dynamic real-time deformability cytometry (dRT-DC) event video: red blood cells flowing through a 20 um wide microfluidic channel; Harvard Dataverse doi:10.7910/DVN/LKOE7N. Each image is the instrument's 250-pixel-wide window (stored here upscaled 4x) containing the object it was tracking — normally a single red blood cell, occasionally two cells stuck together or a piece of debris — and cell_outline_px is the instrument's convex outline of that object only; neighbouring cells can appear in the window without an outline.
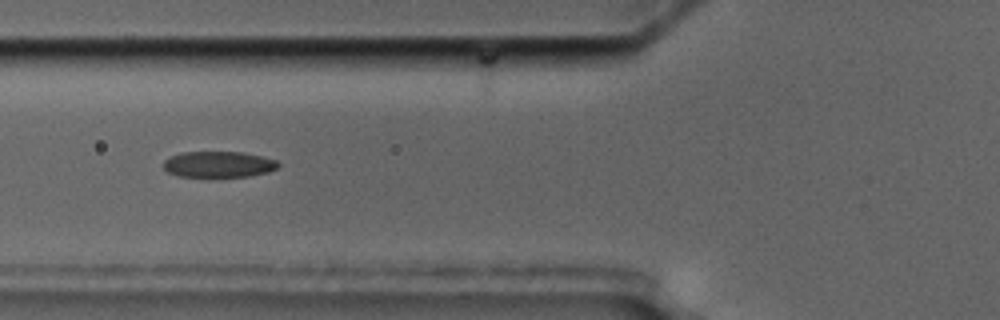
{"species": "common noctule bat (a hibernating species)", "species_latin": "Nyctalus noctula", "temperature_condition": "cold", "stored_images_in_passage": 7, "camera_frame_rate_fps": 3000, "um_per_image_px": 0.085, "animal": {"sex": "male", "body_mass_g": 17.5, "forearm_length_mm": 52.3}, "frame": {"image": 1, "passage_image": 3, "time_ms": 2.333, "image_size_px": [1000, 320], "cell_outline_px": [[280, 164], [276, 168], [268, 172], [252, 176], [180, 176], [168, 172], [164, 168], [164, 160], [168, 156], [180, 152], [244, 152], [276, 160]], "centroid_in_image_um": [18.56, 13.96], "position_along_channel_um": 107.2, "area_um2": 17.34}}
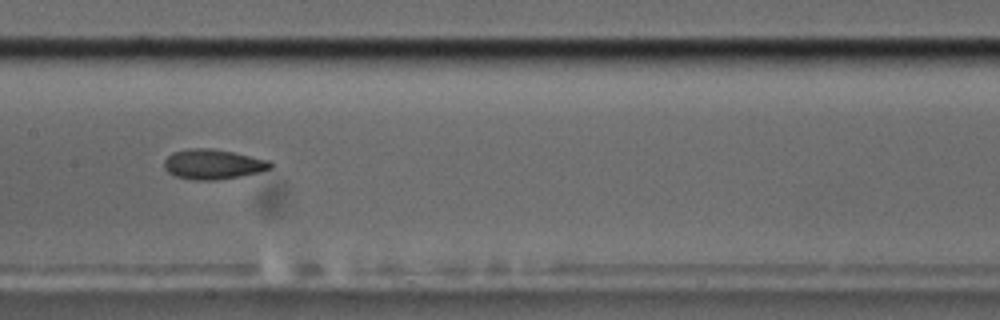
{"frame": {"image": 2, "passage_image": 5, "time_ms": 4.667, "image_size_px": [1000, 320], "cell_outline_px": [[272, 168], [260, 172], [240, 176], [216, 180], [196, 180], [176, 176], [168, 172], [164, 168], [164, 160], [172, 152], [188, 148], [212, 148], [232, 152], [268, 160], [272, 164]], "centroid_in_image_um": [18.08, 13.96], "position_along_channel_um": 189.3, "area_um2": 18.5}}
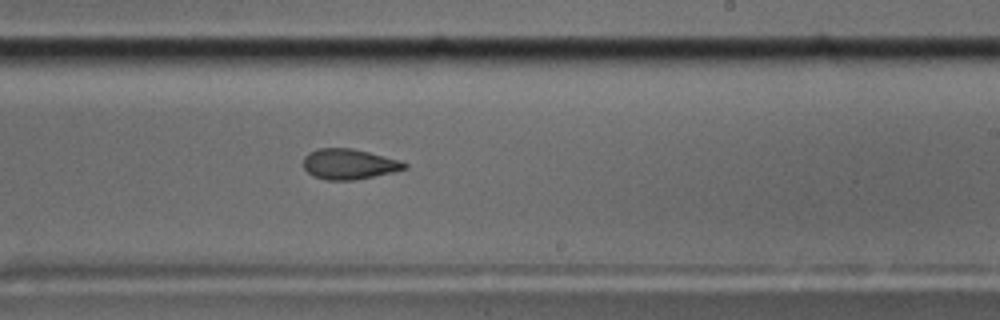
{"frame": {"image": 3, "passage_image": 7, "time_ms": 6.667, "image_size_px": [1000, 320], "cell_outline_px": [[408, 168], [392, 172], [352, 180], [328, 180], [312, 176], [304, 168], [304, 156], [308, 152], [316, 148], [352, 148], [400, 160], [408, 164]], "centroid_in_image_um": [29.64, 13.94], "position_along_channel_um": 259.4, "area_um2": 17.86}}